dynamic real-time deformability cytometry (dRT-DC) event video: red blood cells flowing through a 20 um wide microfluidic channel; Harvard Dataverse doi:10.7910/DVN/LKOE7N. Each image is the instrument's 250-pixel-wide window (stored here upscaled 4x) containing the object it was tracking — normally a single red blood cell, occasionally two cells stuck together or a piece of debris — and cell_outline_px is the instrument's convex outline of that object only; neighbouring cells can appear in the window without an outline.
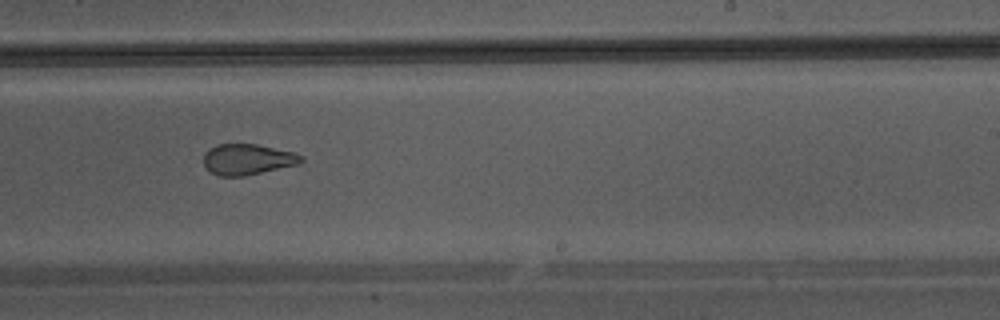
{"species": "Egyptian fruit bat (a non-hibernating species)", "species_latin": "Rousettus aegyptiacus", "temperature_condition": "warm", "stored_images_in_passage": 41, "camera_frame_rate_fps": 3000, "um_per_image_px": 0.085, "animal": {"sex": "male"}, "frame": {"image": 1, "passage_image": 24, "time_ms": 7.667, "image_size_px": [1000, 320], "cell_outline_px": [[304, 160], [296, 164], [244, 176], [220, 176], [212, 172], [204, 164], [204, 152], [216, 144], [256, 144], [292, 152], [304, 156]], "centroid_in_image_um": [21.02, 13.53], "position_along_channel_um": 268.0, "area_um2": 17.22}}